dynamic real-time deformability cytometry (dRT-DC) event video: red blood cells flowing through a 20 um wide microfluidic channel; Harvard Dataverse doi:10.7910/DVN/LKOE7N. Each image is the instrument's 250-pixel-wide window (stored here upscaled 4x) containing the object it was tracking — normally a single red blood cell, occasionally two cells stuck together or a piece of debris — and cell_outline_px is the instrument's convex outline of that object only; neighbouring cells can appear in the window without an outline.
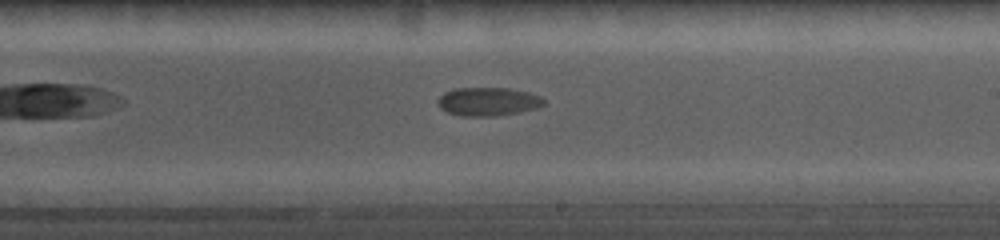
{"species": "common noctule bat (a hibernating species)", "species_latin": "Nyctalus noctula", "temperature_condition": "cold", "stored_images_in_passage": 37, "camera_frame_rate_fps": 5000, "um_per_image_px": 0.085, "animal": {"sex": "female", "body_mass_g": 19.0, "forearm_length_mm": 56.7}, "frame": {"image": 1, "passage_image": 20, "time_ms": 7.8, "image_size_px": [1000, 240], "cell_outline_px": [[544, 104], [536, 108], [520, 112], [492, 116], [464, 116], [448, 112], [440, 108], [436, 100], [444, 92], [452, 88], [508, 88], [528, 92], [540, 96], [544, 100]], "centroid_in_image_um": [41.45, 8.62], "position_along_channel_um": 247.5, "area_um2": 17.57}}
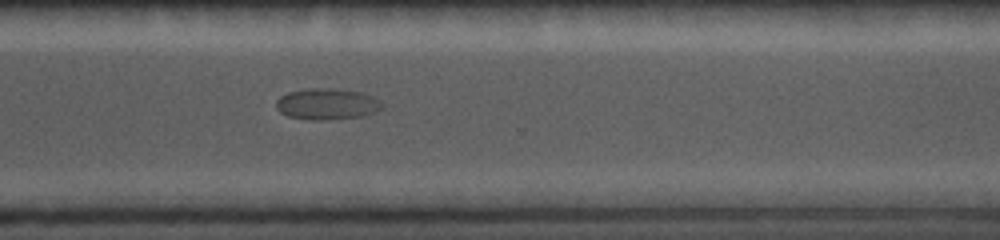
{"frame": {"image": 2, "passage_image": 28, "time_ms": 10.4, "image_size_px": [1000, 240], "cell_outline_px": [[384, 104], [380, 108], [372, 112], [360, 116], [288, 116], [280, 112], [276, 108], [276, 100], [280, 96], [288, 92], [308, 88], [332, 88], [364, 92], [372, 96]], "centroid_in_image_um": [27.78, 8.74], "position_along_channel_um": 342.8, "area_um2": 17.98}}
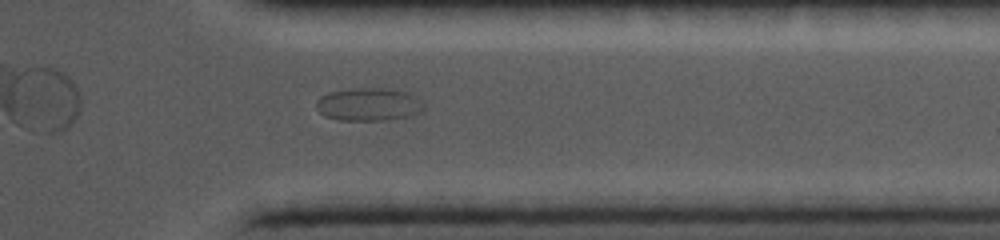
{"frame": {"image": 3, "passage_image": 31, "time_ms": 11.4, "image_size_px": [1000, 240], "cell_outline_px": [[424, 108], [420, 112], [408, 116], [384, 120], [340, 120], [324, 116], [316, 108], [316, 100], [320, 96], [328, 92], [356, 88], [384, 88], [408, 92], [424, 104]], "centroid_in_image_um": [31.3, 8.87], "position_along_channel_um": 380.1, "area_um2": 20.58}}